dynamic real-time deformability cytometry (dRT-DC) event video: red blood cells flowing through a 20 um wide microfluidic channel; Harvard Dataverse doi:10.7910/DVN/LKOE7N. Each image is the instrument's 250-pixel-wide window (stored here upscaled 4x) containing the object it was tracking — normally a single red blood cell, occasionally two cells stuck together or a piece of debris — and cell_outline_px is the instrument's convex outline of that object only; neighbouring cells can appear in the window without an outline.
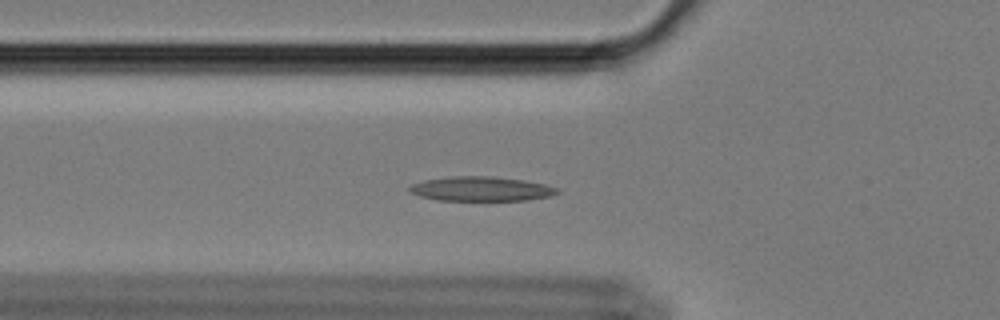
{"species": "Egyptian fruit bat (a non-hibernating species)", "species_latin": "Rousettus aegyptiacus", "temperature_condition": "cold", "stored_images_in_passage": 48, "camera_frame_rate_fps": 3000, "um_per_image_px": 0.085, "animal": {"sex": "female"}, "frame": {"image": 1, "passage_image": 15, "time_ms": 4.667, "image_size_px": [1000, 320], "cell_outline_px": [[560, 192], [552, 196], [528, 200], [436, 200], [420, 196], [408, 192], [408, 188], [412, 184], [424, 180], [452, 176], [492, 176], [524, 180], [544, 184], [560, 188]], "centroid_in_image_um": [40.92, 16.05], "position_along_channel_um": 84.9, "area_um2": 21.21}}
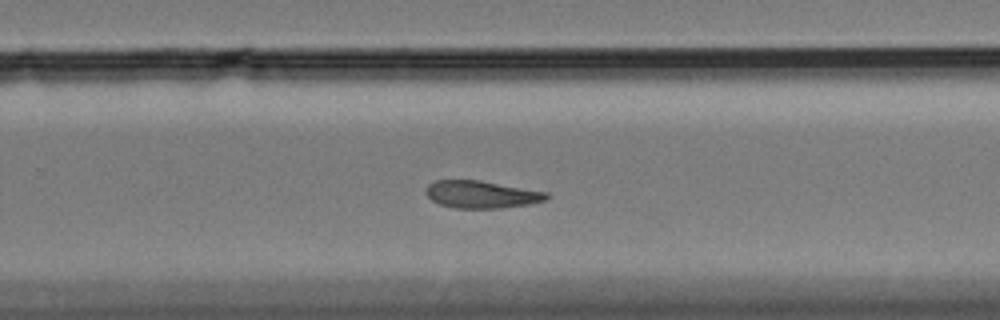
{"frame": {"image": 2, "passage_image": 33, "time_ms": 10.667, "image_size_px": [1000, 320], "cell_outline_px": [[548, 196], [544, 200], [528, 204], [500, 208], [456, 208], [440, 204], [432, 200], [424, 192], [428, 184], [436, 180], [480, 180], [548, 192]], "centroid_in_image_um": [40.89, 16.52], "position_along_channel_um": 288.9, "area_um2": 19.13}}
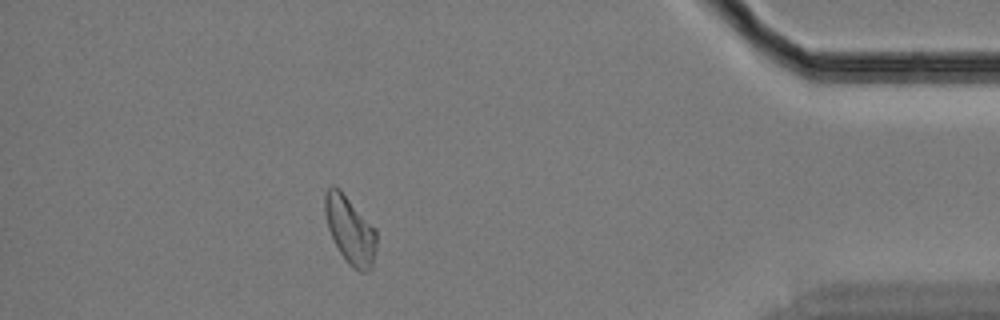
{"frame": {"image": 3, "passage_image": 47, "time_ms": 15.333, "image_size_px": [1000, 320], "cell_outline_px": [[376, 248], [372, 264], [364, 272], [360, 272], [352, 268], [348, 264], [340, 252], [328, 228], [324, 212], [324, 196], [328, 188], [332, 184], [336, 184], [340, 188], [376, 228]], "centroid_in_image_um": [29.74, 19.49], "position_along_channel_um": 405.5, "area_um2": 20.4}}